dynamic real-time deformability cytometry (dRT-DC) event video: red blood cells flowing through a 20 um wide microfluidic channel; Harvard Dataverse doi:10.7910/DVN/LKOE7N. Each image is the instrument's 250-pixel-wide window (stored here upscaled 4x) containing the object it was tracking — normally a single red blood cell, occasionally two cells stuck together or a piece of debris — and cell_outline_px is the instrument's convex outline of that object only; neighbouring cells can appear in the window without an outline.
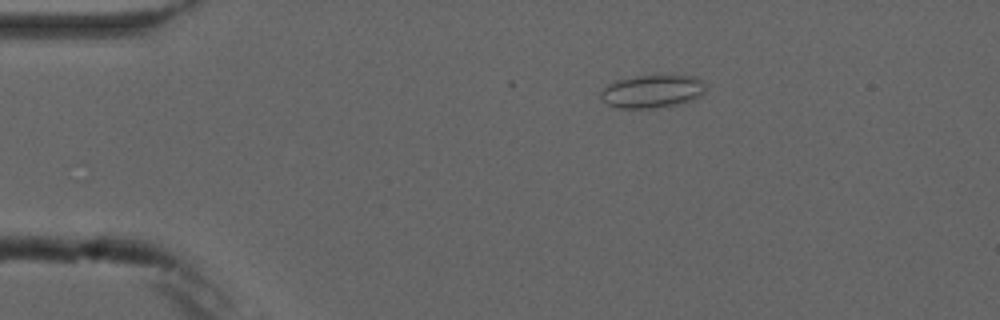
{"species": "common noctule bat (a hibernating species)", "species_latin": "Nyctalus noctula", "temperature_condition": "cold", "stored_images_in_passage": 8, "camera_frame_rate_fps": 3000, "um_per_image_px": 0.085, "animal": {"sex": "male", "forearm_length_mm": 52.5}, "frame": {"image": 1, "passage_image": 2, "time_ms": 1.0, "image_size_px": [1000, 320], "cell_outline_px": [[704, 92], [700, 96], [692, 100], [680, 104], [656, 108], [616, 108], [608, 104], [600, 96], [600, 92], [608, 84], [616, 80], [636, 76], [696, 76], [704, 84]], "centroid_in_image_um": [55.42, 7.78], "position_along_channel_um": 29.6, "area_um2": 20.06}}
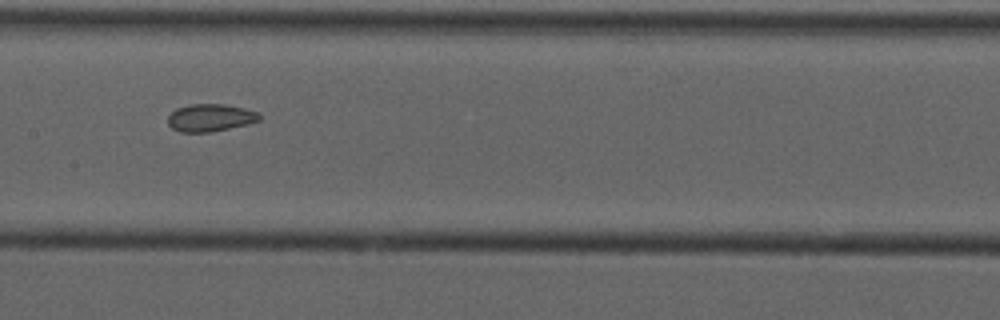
{"frame": {"image": 2, "passage_image": 7, "time_ms": 6.667, "image_size_px": [1000, 320], "cell_outline_px": [[260, 120], [248, 124], [208, 132], [180, 132], [172, 128], [168, 124], [168, 116], [176, 108], [188, 104], [224, 104], [244, 108], [256, 112], [260, 116]], "centroid_in_image_um": [17.84, 10.0], "position_along_channel_um": 189.6, "area_um2": 14.57}}
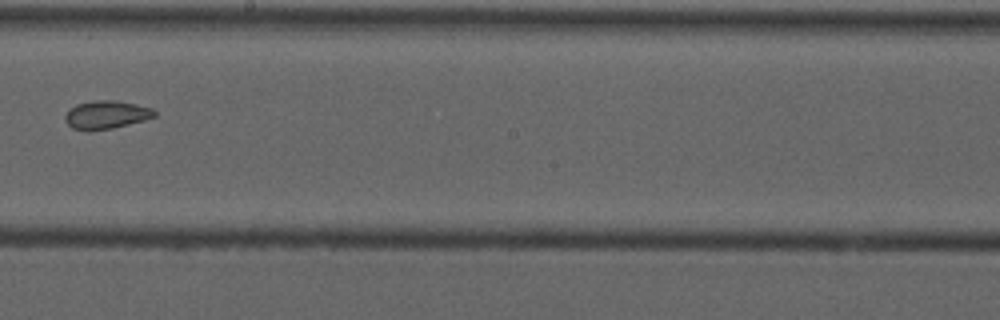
{"frame": {"image": 3, "passage_image": 8, "time_ms": 8.0, "image_size_px": [1000, 320], "cell_outline_px": [[156, 116], [144, 120], [112, 128], [88, 132], [72, 128], [64, 120], [64, 116], [68, 108], [76, 104], [92, 100], [116, 100], [136, 104], [152, 108], [156, 112]], "centroid_in_image_um": [8.98, 9.75], "position_along_channel_um": 239.2, "area_um2": 14.97}}